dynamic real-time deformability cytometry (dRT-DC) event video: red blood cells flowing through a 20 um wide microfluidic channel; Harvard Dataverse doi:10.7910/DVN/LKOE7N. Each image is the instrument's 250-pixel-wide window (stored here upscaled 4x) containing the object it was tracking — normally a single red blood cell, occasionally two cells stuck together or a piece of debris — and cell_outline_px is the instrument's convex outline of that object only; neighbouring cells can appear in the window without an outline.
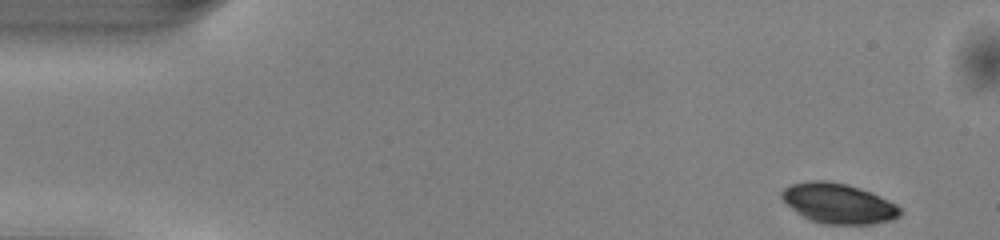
{"species": "common noctule bat (a hibernating species)", "species_latin": "Nyctalus noctula", "temperature_condition": "warm", "stored_images_in_passage": 47, "camera_frame_rate_fps": 3000, "um_per_image_px": 0.085, "animal": {"sex": "male", "body_mass_g": 13.0, "forearm_length_mm": 53.1}, "frame": {"image": 1, "passage_image": 1, "time_ms": 0.0, "image_size_px": [1000, 240], "cell_outline_px": [[904, 212], [900, 216], [892, 220], [872, 224], [824, 224], [808, 220], [788, 204], [780, 196], [780, 192], [784, 188], [792, 184], [812, 180], [824, 180], [848, 184], [860, 188], [896, 204]], "centroid_in_image_um": [71.28, 17.3], "position_along_channel_um": 13.7, "area_um2": 27.57}}
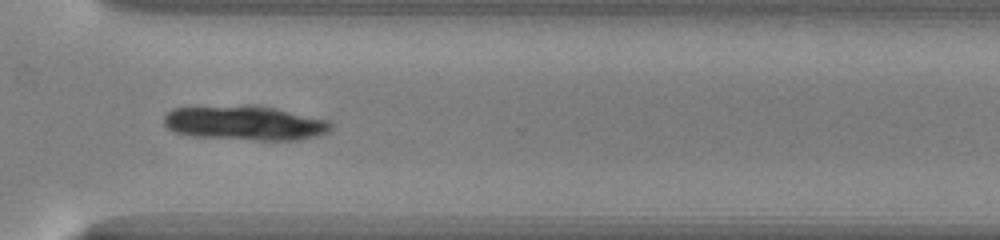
{"frame": {"image": 2, "passage_image": 34, "time_ms": 11.0, "image_size_px": [1000, 240], "cell_outline_px": [[332, 128], [328, 132], [316, 136], [300, 140], [256, 140], [196, 136], [176, 132], [168, 128], [164, 124], [164, 116], [172, 108], [244, 104], [252, 104], [276, 108], [328, 120], [332, 124]], "centroid_in_image_um": [20.83, 10.44], "position_along_channel_um": 349.8, "area_um2": 33.81}}
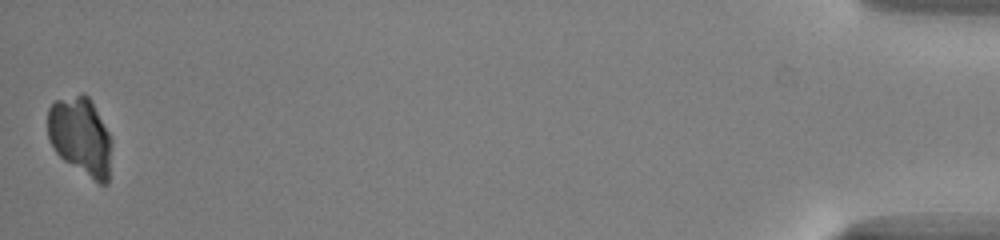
{"frame": {"image": 3, "passage_image": 47, "time_ms": 15.333, "image_size_px": [1000, 240], "cell_outline_px": [[112, 144], [108, 184], [100, 184], [64, 160], [56, 152], [48, 140], [48, 108], [56, 100], [80, 92], [84, 92], [88, 96], [112, 136]], "centroid_in_image_um": [6.87, 11.56], "position_along_channel_um": 428.3, "area_um2": 29.42}}